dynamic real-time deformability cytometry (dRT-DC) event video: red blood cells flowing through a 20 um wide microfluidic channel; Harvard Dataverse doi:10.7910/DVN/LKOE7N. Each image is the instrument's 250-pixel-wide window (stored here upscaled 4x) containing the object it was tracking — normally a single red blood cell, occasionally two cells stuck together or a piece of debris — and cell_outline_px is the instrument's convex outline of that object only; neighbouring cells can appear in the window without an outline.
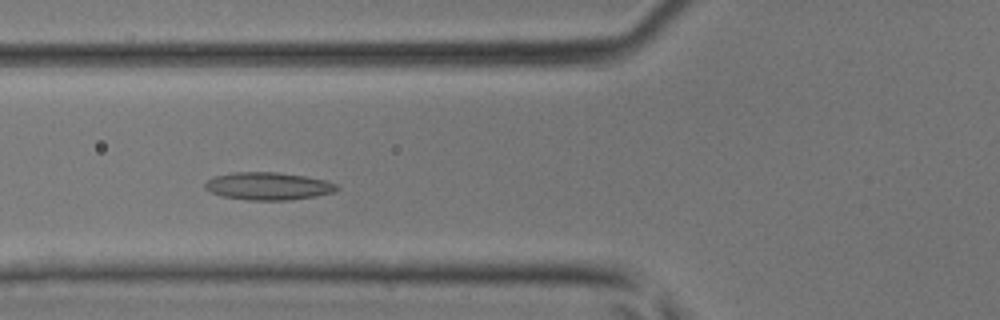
{"species": "common noctule bat (a hibernating species)", "species_latin": "Nyctalus noctula", "temperature_condition": "room temperature", "stored_images_in_passage": 40, "camera_frame_rate_fps": 3000, "um_per_image_px": 0.085, "animal": {"sex": "male", "body_mass_g": 17.9, "forearm_length_mm": 54.2}, "frame": {"image": 1, "passage_image": 13, "time_ms": 4.0, "image_size_px": [1000, 320], "cell_outline_px": [[340, 188], [336, 192], [316, 196], [288, 200], [248, 200], [220, 196], [204, 188], [204, 184], [208, 180], [216, 176], [232, 172], [276, 172], [304, 176], [324, 180], [336, 184]], "centroid_in_image_um": [22.8, 15.82], "position_along_channel_um": 103.0, "area_um2": 21.21}}
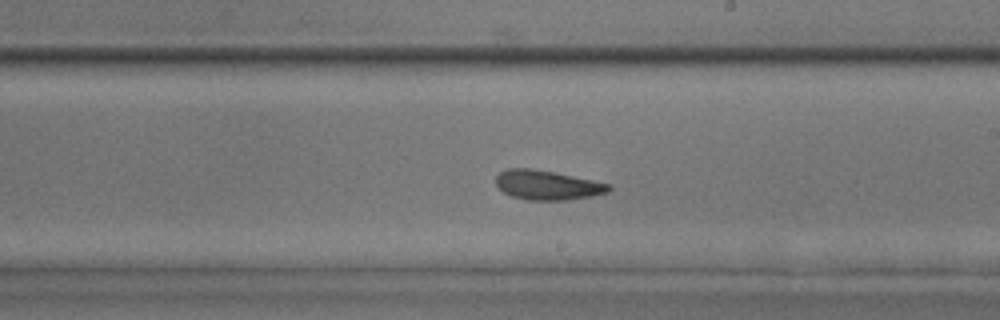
{"frame": {"image": 2, "passage_image": 22, "time_ms": 7.0, "image_size_px": [1000, 320], "cell_outline_px": [[612, 188], [608, 192], [592, 196], [568, 200], [528, 200], [512, 196], [504, 192], [496, 184], [496, 176], [500, 172], [508, 168], [532, 168], [612, 184]], "centroid_in_image_um": [46.54, 15.73], "position_along_channel_um": 242.5, "area_um2": 19.31}}
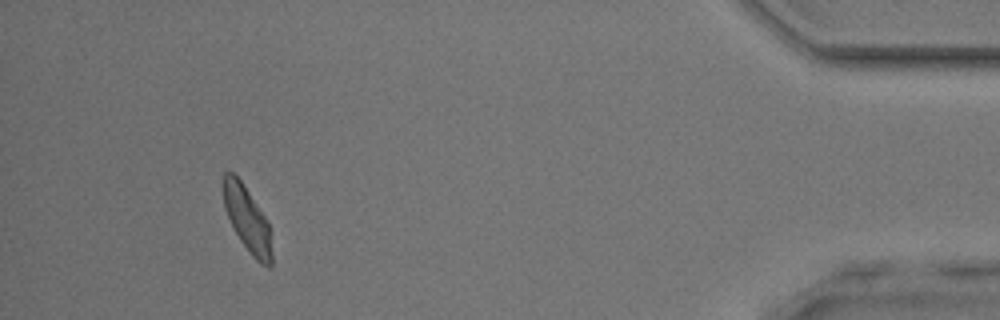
{"frame": {"image": 3, "passage_image": 37, "time_ms": 12.0, "image_size_px": [1000, 320], "cell_outline_px": [[272, 264], [268, 268], [260, 264], [252, 256], [240, 240], [224, 208], [220, 184], [224, 172], [232, 172], [240, 180], [264, 216], [268, 224], [272, 256]], "centroid_in_image_um": [20.96, 18.61], "position_along_channel_um": 414.2, "area_um2": 18.26}}